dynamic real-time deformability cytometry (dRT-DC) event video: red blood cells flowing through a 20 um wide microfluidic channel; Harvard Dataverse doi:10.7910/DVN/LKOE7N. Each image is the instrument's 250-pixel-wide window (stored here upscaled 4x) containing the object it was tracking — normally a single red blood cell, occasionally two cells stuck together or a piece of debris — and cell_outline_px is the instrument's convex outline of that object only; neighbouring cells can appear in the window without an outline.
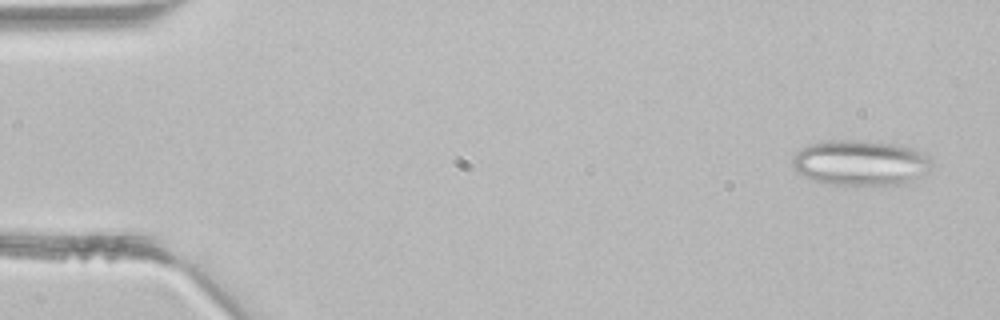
{"species": "common noctule bat (a hibernating species)", "species_latin": "Nyctalus noctula", "temperature_condition": "room temperature", "stored_images_in_passage": 4, "camera_frame_rate_fps": 3000, "um_per_image_px": 0.085, "animal": {"sex": "male", "body_mass_g": 21.5, "forearm_length_mm": 52.0}, "frame": {"image": 1, "passage_image": 1, "time_ms": 0.0, "image_size_px": [1000, 320], "cell_outline_px": [[932, 160], [928, 172], [904, 184], [836, 184], [812, 180], [796, 172], [792, 168], [792, 156], [800, 148], [808, 144], [820, 140], [860, 140], [892, 144], [916, 148], [924, 152]], "centroid_in_image_um": [73.1, 13.81], "position_along_channel_um": 11.9, "area_um2": 37.05}}